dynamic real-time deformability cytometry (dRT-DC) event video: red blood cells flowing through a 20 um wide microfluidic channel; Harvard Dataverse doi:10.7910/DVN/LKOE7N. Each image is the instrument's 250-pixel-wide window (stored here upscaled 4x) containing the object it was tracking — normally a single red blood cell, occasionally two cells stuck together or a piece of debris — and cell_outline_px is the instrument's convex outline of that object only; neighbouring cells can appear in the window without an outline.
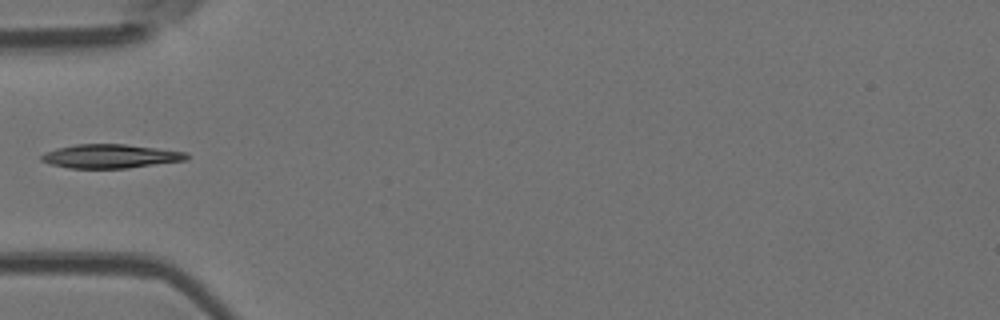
{"species": "Egyptian fruit bat (a non-hibernating species)", "species_latin": "Rousettus aegyptiacus", "temperature_condition": "room temperature", "stored_images_in_passage": 23, "camera_frame_rate_fps": 3000, "um_per_image_px": 0.085, "animal": {"sex": "female"}, "frame": {"image": 1, "passage_image": 1, "time_ms": 0.0, "image_size_px": [1000, 320], "cell_outline_px": [[188, 160], [128, 168], [68, 168], [52, 164], [40, 160], [40, 156], [44, 152], [56, 148], [76, 144], [124, 144], [188, 152]], "centroid_in_image_um": [9.38, 13.28], "position_along_channel_um": 75.6, "area_um2": 20.23}}
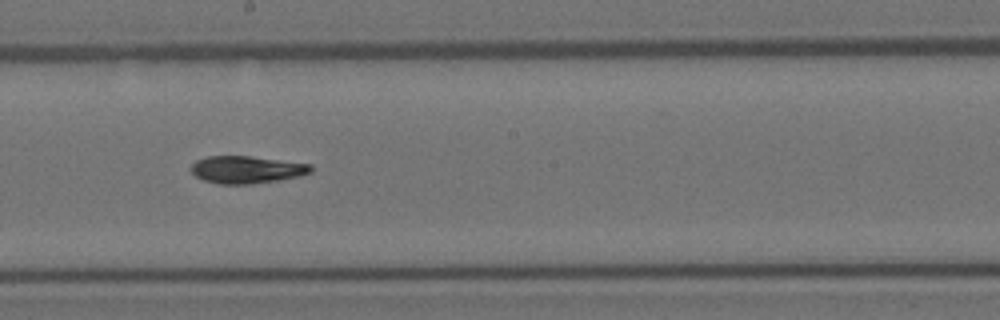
{"frame": {"image": 2, "passage_image": 13, "time_ms": 4.0, "image_size_px": [1000, 320], "cell_outline_px": [[312, 172], [300, 176], [280, 180], [252, 184], [220, 184], [204, 180], [196, 176], [188, 168], [196, 160], [208, 156], [248, 156], [312, 164]], "centroid_in_image_um": [20.96, 14.42], "position_along_channel_um": 227.2, "area_um2": 19.19}}
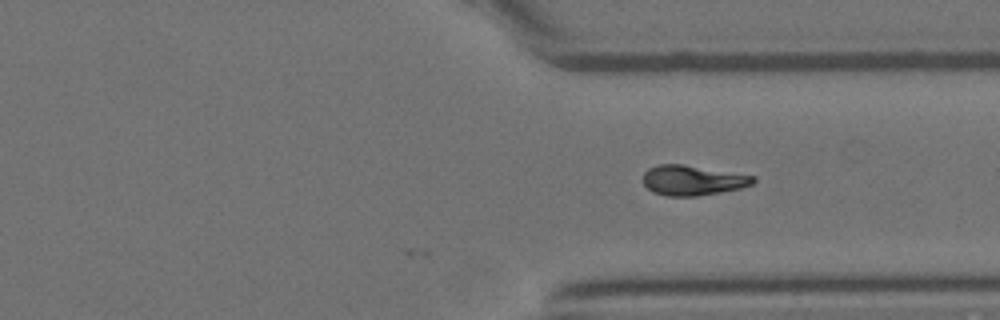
{"frame": {"image": 3, "passage_image": 23, "time_ms": 7.333, "image_size_px": [1000, 320], "cell_outline_px": [[756, 180], [752, 184], [740, 188], [720, 192], [696, 196], [668, 196], [652, 192], [644, 184], [644, 172], [648, 168], [660, 164], [680, 164], [756, 176]], "centroid_in_image_um": [58.87, 15.33], "position_along_channel_um": 352.5, "area_um2": 19.07}}